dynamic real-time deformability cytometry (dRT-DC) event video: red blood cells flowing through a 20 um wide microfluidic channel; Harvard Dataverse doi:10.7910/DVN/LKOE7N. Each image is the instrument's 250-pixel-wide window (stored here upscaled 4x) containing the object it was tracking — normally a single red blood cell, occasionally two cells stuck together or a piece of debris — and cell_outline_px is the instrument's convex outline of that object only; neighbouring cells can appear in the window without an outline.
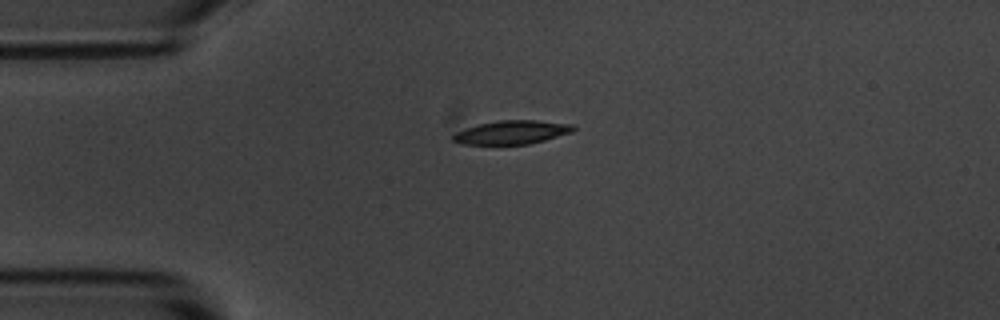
{"species": "common noctule bat (a hibernating species)", "species_latin": "Nyctalus noctula", "temperature_condition": "room temperature", "stored_images_in_passage": 43, "camera_frame_rate_fps": 3000, "um_per_image_px": 0.085, "animal": {"sex": "male", "body_mass_g": 20.1, "forearm_length_mm": 53.5}, "frame": {"image": 1, "passage_image": 1, "time_ms": 0.0, "image_size_px": [1000, 320], "cell_outline_px": [[576, 128], [572, 132], [544, 140], [528, 144], [460, 144], [452, 140], [452, 136], [456, 132], [464, 128], [480, 124], [500, 120], [536, 120], [572, 124]], "centroid_in_image_um": [43.49, 11.24], "position_along_channel_um": 41.5, "area_um2": 16.47}}
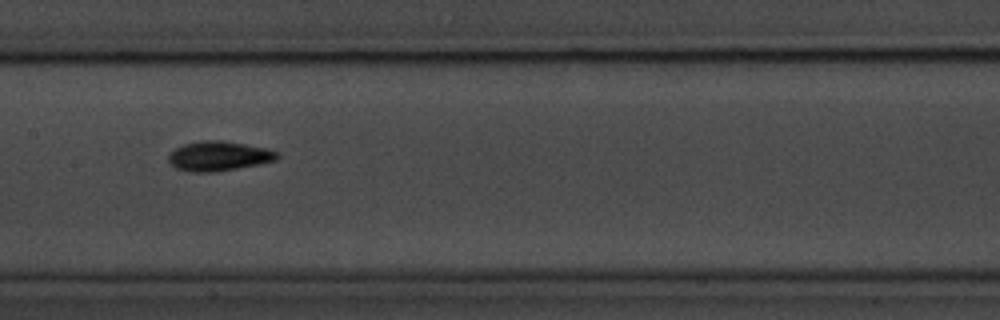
{"frame": {"image": 2, "passage_image": 15, "time_ms": 4.667, "image_size_px": [1000, 320], "cell_outline_px": [[280, 156], [276, 160], [260, 164], [216, 172], [192, 172], [176, 168], [168, 160], [168, 156], [176, 148], [184, 144], [200, 140], [224, 140], [268, 148], [280, 152]], "centroid_in_image_um": [18.65, 13.26], "position_along_channel_um": 188.8, "area_um2": 18.96}}
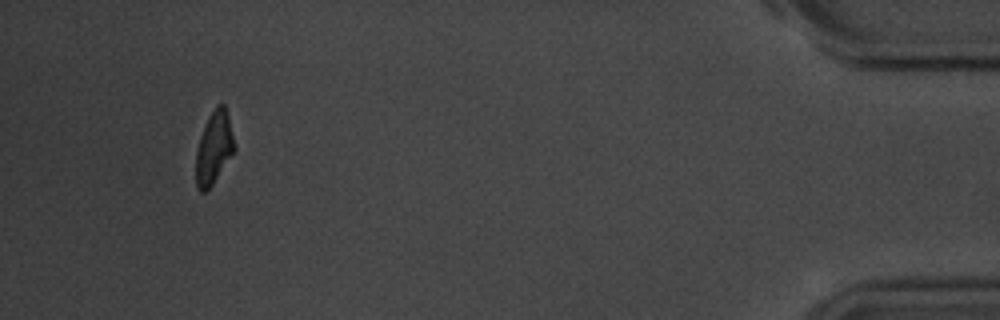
{"frame": {"image": 3, "passage_image": 40, "time_ms": 13.0, "image_size_px": [1000, 320], "cell_outline_px": [[236, 148], [212, 184], [204, 192], [200, 192], [196, 188], [196, 152], [200, 136], [208, 116], [216, 104], [224, 104], [228, 116]], "centroid_in_image_um": [18.17, 12.54], "position_along_channel_um": 417.0, "area_um2": 16.07}, "authors_computed_cell_mechanics": {"area_um2": 17.2244, "velocity_mm_per_s": 3.5961, "shape_relaxation_time_tau1_ms": 2.7222, "shape_relaxation_time_tau2_ms": 5.7261, "deformation_change_tau1": 0.1306, "deformation_change_tau2": 0.1046}}